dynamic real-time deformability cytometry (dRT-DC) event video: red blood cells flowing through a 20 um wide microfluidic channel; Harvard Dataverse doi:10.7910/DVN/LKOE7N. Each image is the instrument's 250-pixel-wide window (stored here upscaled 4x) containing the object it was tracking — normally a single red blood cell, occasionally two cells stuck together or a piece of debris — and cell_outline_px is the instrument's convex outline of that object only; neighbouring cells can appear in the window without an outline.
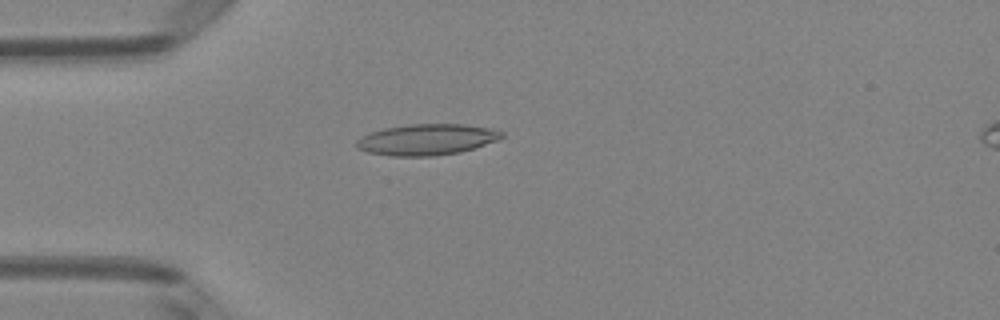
{"species": "Egyptian fruit bat (a non-hibernating species)", "species_latin": "Rousettus aegyptiacus", "temperature_condition": "room temperature", "stored_images_in_passage": 4, "camera_frame_rate_fps": 3000, "um_per_image_px": 0.085, "animal": {"sex": "female"}, "frame": {"image": 1, "passage_image": 4, "time_ms": 1.0, "image_size_px": [1000, 320], "cell_outline_px": [[504, 136], [500, 140], [460, 152], [432, 156], [392, 156], [368, 152], [356, 148], [356, 140], [360, 136], [384, 128], [408, 124], [464, 124], [488, 128], [504, 132]], "centroid_in_image_um": [36.27, 11.86], "position_along_channel_um": 48.7, "area_um2": 26.36}}